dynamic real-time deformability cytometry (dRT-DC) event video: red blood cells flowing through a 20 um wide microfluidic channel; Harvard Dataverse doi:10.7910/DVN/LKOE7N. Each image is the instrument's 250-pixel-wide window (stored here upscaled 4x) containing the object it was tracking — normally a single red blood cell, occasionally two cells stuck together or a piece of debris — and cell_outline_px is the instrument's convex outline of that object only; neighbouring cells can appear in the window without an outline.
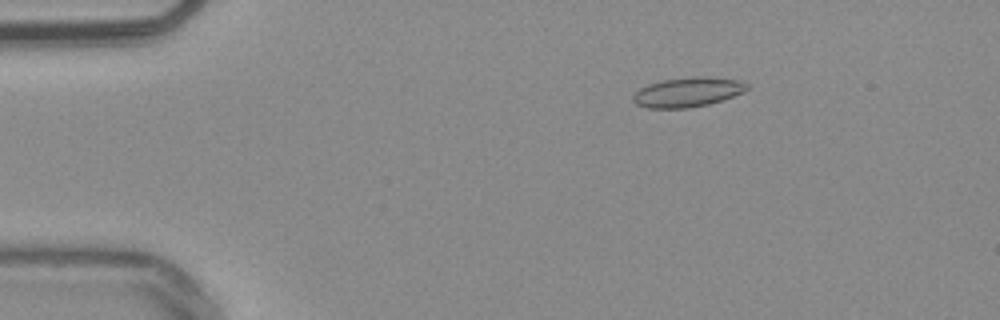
{"species": "common noctule bat (a hibernating species)", "species_latin": "Nyctalus noctula", "temperature_condition": "warm", "stored_images_in_passage": 52, "camera_frame_rate_fps": 3000, "um_per_image_px": 0.085, "animal": {"sex": "male", "body_mass_g": 20.4}, "frame": {"image": 1, "passage_image": 8, "time_ms": 2.333, "image_size_px": [1000, 320], "cell_outline_px": [[748, 88], [744, 92], [708, 104], [688, 108], [648, 108], [636, 104], [632, 100], [632, 96], [640, 88], [648, 84], [664, 80], [692, 76], [704, 76], [740, 80], [748, 84]], "centroid_in_image_um": [58.44, 7.82], "position_along_channel_um": 26.6, "area_um2": 19.59}}
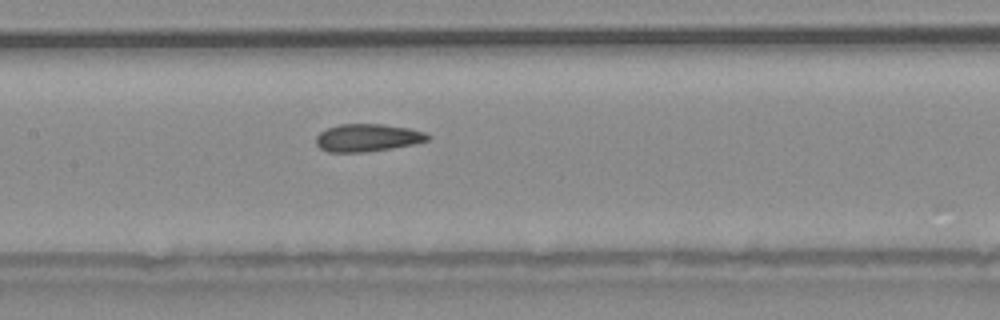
{"frame": {"image": 2, "passage_image": 25, "time_ms": 8.0, "image_size_px": [1000, 320], "cell_outline_px": [[432, 136], [428, 140], [412, 144], [392, 148], [368, 152], [328, 152], [320, 148], [316, 144], [316, 136], [320, 132], [328, 128], [340, 124], [384, 124], [408, 128], [424, 132]], "centroid_in_image_um": [31.23, 11.71], "position_along_channel_um": 176.2, "area_um2": 17.98}}
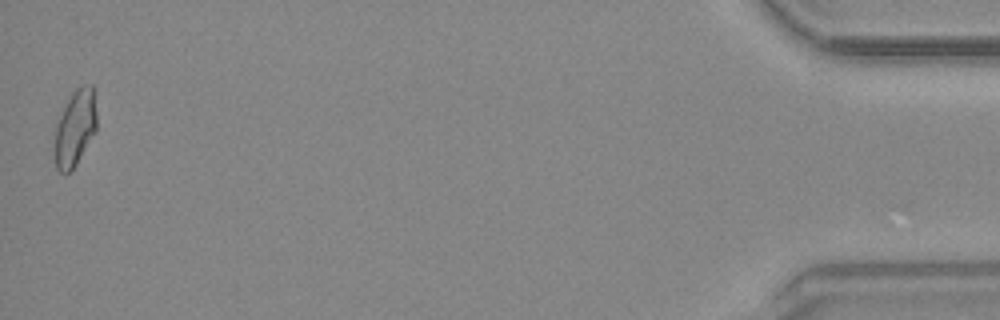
{"frame": {"image": 3, "passage_image": 52, "time_ms": 17.0, "image_size_px": [1000, 320], "cell_outline_px": [[96, 132], [76, 164], [68, 172], [60, 172], [56, 168], [56, 124], [68, 96], [76, 88], [84, 84], [92, 84], [96, 112]], "centroid_in_image_um": [6.4, 10.82], "position_along_channel_um": 428.8, "area_um2": 18.44}, "authors_computed_cell_mechanics": {"area_um2": 18.3804, "velocity_mm_per_s": 3.8448, "shape_relaxation_time_tau1_ms": null, "shape_relaxation_time_tau2_ms": 2.8542, "deformation_change_tau1": null, "deformation_change_tau2": 0.0993}}